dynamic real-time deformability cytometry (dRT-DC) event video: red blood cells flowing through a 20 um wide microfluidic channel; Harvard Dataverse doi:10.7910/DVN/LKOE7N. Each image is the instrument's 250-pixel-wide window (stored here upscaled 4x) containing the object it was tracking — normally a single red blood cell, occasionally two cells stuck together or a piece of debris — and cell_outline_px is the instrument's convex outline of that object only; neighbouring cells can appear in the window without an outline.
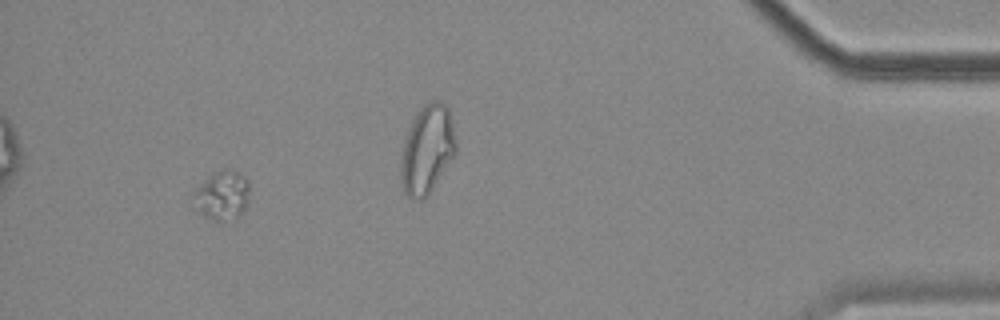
{"species": "common noctule bat (a hibernating species)", "species_latin": "Nyctalus noctula", "temperature_condition": "cold", "stored_images_in_passage": 44, "segment_of_instrument_passage": [1, 2], "camera_frame_rate_fps": 3000, "um_per_image_px": 0.085, "animal": {"sex": "female", "body_mass_g": 18.4}, "frame": {"image": 1, "passage_image": 40, "time_ms": 13.0, "image_size_px": [1000, 320], "cell_outline_px": [[248, 200], [244, 212], [240, 216], [220, 220], [216, 220], [204, 216], [200, 212], [192, 192], [212, 172], [224, 168], [232, 168], [240, 172], [248, 180]], "centroid_in_image_um": [18.92, 16.54], "position_along_channel_um": 416.3, "area_um2": 16.01}}